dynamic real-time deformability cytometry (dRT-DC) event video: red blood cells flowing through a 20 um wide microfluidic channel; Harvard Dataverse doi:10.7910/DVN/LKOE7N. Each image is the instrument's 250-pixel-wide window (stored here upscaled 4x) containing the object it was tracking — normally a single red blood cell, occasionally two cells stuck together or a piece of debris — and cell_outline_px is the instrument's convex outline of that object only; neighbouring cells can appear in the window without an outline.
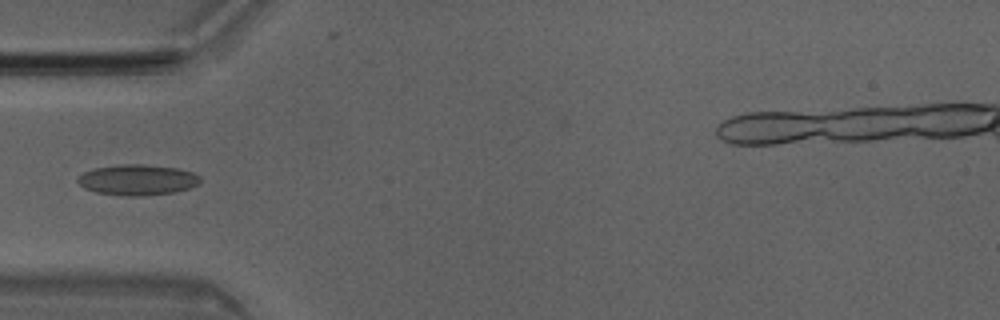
{"species": "Egyptian fruit bat (a non-hibernating species)", "species_latin": "Rousettus aegyptiacus", "temperature_condition": "room temperature", "stored_images_in_passage": 32, "camera_frame_rate_fps": 3000, "um_per_image_px": 0.085, "animal": {"sex": "male"}, "frame": {"image": 1, "passage_image": 1, "time_ms": 0.0, "image_size_px": [1000, 320], "cell_outline_px": [[200, 184], [176, 192], [144, 196], [124, 196], [96, 192], [84, 188], [76, 180], [84, 172], [96, 168], [120, 164], [144, 164], [180, 168], [192, 172], [200, 176]], "centroid_in_image_um": [11.72, 15.29], "position_along_channel_um": 73.3, "area_um2": 22.02}}